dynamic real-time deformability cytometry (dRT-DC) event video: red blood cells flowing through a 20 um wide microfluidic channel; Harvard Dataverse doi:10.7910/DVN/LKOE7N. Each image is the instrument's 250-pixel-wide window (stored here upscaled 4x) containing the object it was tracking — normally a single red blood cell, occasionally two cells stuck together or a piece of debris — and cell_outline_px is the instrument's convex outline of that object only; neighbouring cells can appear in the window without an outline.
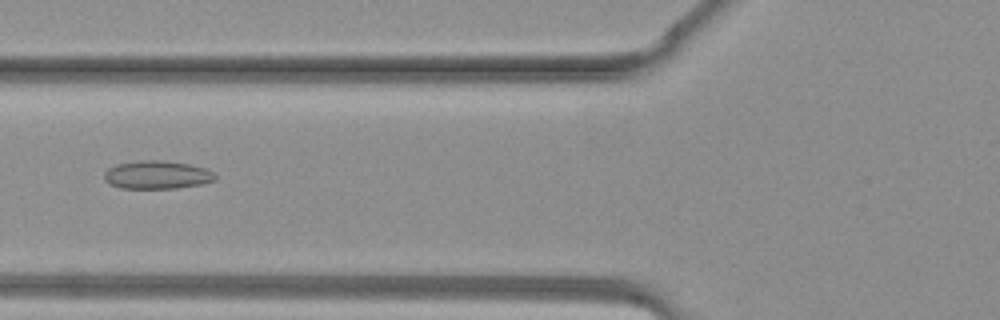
{"species": "common noctule bat (a hibernating species)", "species_latin": "Nyctalus noctula", "temperature_condition": "warm", "stored_images_in_passage": 34, "camera_frame_rate_fps": 3000, "um_per_image_px": 0.085, "animal": {"sex": "female", "body_mass_g": 19.3, "forearm_length_mm": 54.1}, "frame": {"image": 1, "passage_image": 10, "time_ms": 3.0, "image_size_px": [1000, 320], "cell_outline_px": [[216, 180], [200, 184], [176, 188], [120, 188], [104, 180], [104, 172], [108, 168], [116, 164], [140, 160], [160, 160], [188, 164], [204, 168], [216, 172]], "centroid_in_image_um": [13.35, 14.86], "position_along_channel_um": 112.4, "area_um2": 18.21}}
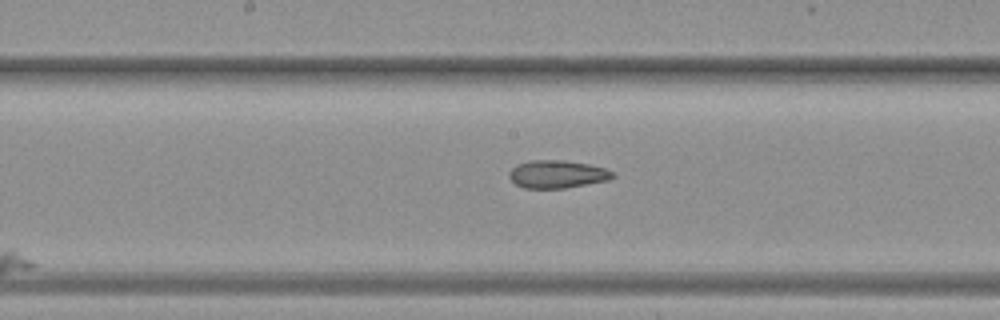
{"frame": {"image": 2, "passage_image": 15, "time_ms": 4.667, "image_size_px": [1000, 320], "cell_outline_px": [[616, 176], [608, 180], [564, 188], [524, 188], [516, 184], [508, 176], [508, 172], [516, 164], [528, 160], [564, 160], [588, 164], [604, 168], [612, 172]], "centroid_in_image_um": [47.32, 14.8], "position_along_channel_um": 200.9, "area_um2": 16.76}}
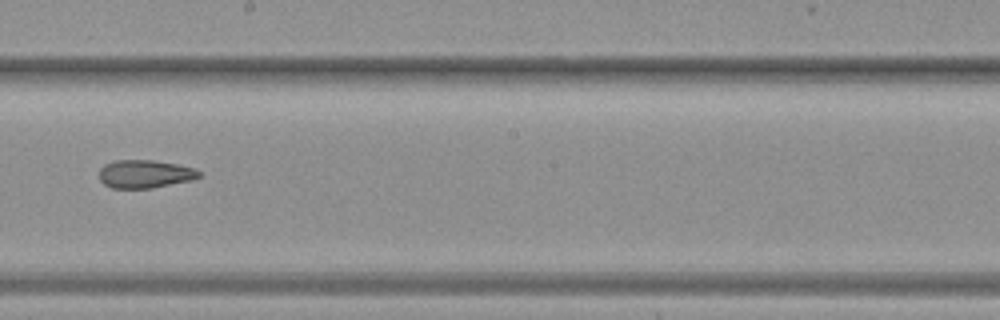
{"frame": {"image": 3, "passage_image": 17, "time_ms": 5.333, "image_size_px": [1000, 320], "cell_outline_px": [[200, 176], [192, 180], [152, 188], [112, 188], [104, 184], [100, 180], [100, 168], [104, 164], [116, 160], [152, 160], [176, 164], [192, 168], [200, 172]], "centroid_in_image_um": [12.29, 14.79], "position_along_channel_um": 235.9, "area_um2": 16.24}}